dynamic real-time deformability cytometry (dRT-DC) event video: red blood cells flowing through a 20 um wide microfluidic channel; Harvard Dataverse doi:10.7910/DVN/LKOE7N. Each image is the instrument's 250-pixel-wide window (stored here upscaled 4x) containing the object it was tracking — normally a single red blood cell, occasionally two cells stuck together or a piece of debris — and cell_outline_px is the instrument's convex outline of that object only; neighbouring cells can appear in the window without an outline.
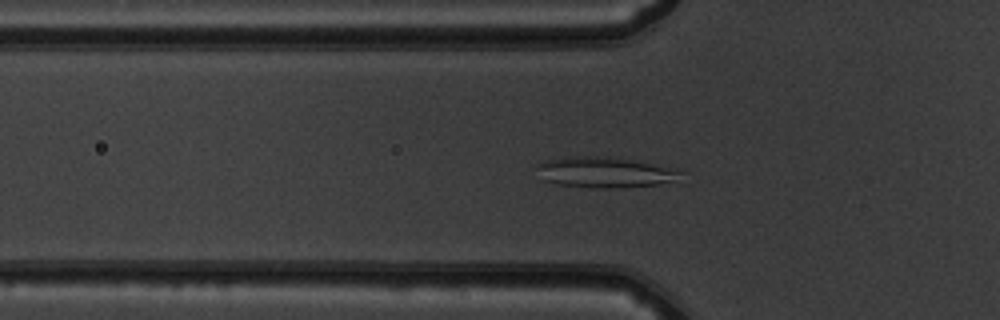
{"species": "common noctule bat (a hibernating species)", "species_latin": "Nyctalus noctula", "temperature_condition": "warm", "stored_images_in_passage": 51, "camera_frame_rate_fps": 3000, "um_per_image_px": 0.085, "animal": {"sex": "male", "body_mass_g": 19.5, "forearm_length_mm": 54.6}, "frame": {"image": 1, "passage_image": 17, "time_ms": 5.333, "image_size_px": [1000, 320], "cell_outline_px": [[684, 184], [616, 188], [596, 188], [556, 184], [544, 180], [536, 164], [548, 160], [576, 156], [608, 156], [676, 168], [680, 172]], "centroid_in_image_um": [51.61, 14.68], "position_along_channel_um": 74.2, "area_um2": 26.3}}
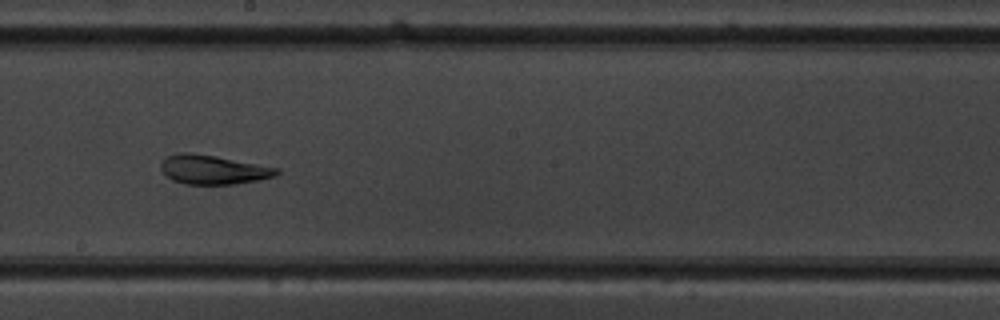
{"frame": {"image": 2, "passage_image": 29, "time_ms": 9.333, "image_size_px": [1000, 320], "cell_outline_px": [[280, 172], [276, 176], [236, 184], [184, 184], [172, 180], [160, 168], [160, 164], [168, 156], [180, 152], [192, 152], [216, 156], [280, 168]], "centroid_in_image_um": [18.13, 14.41], "position_along_channel_um": 230.1, "area_um2": 19.65}}
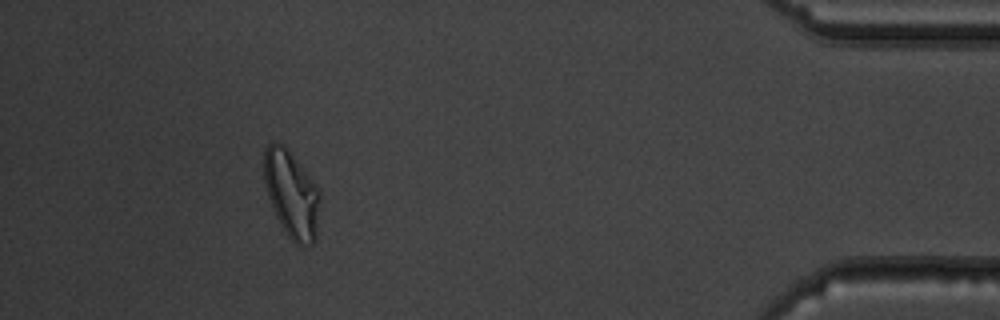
{"frame": {"image": 3, "passage_image": 47, "time_ms": 15.333, "image_size_px": [1000, 320], "cell_outline_px": [[320, 200], [316, 240], [312, 244], [304, 248], [300, 248], [288, 236], [276, 216], [272, 208], [264, 184], [264, 148], [272, 140], [288, 148], [316, 184], [320, 192]], "centroid_in_image_um": [24.79, 16.52], "position_along_channel_um": 410.4, "area_um2": 28.78}, "authors_computed_cell_mechanics": {"area_um2": 25.5476, "velocity_mm_per_s": 3.8944, "shape_relaxation_time_tau1_ms": null, "shape_relaxation_time_tau2_ms": 0.7879, "deformation_change_tau1": null, "deformation_change_tau2": 0.0768}}